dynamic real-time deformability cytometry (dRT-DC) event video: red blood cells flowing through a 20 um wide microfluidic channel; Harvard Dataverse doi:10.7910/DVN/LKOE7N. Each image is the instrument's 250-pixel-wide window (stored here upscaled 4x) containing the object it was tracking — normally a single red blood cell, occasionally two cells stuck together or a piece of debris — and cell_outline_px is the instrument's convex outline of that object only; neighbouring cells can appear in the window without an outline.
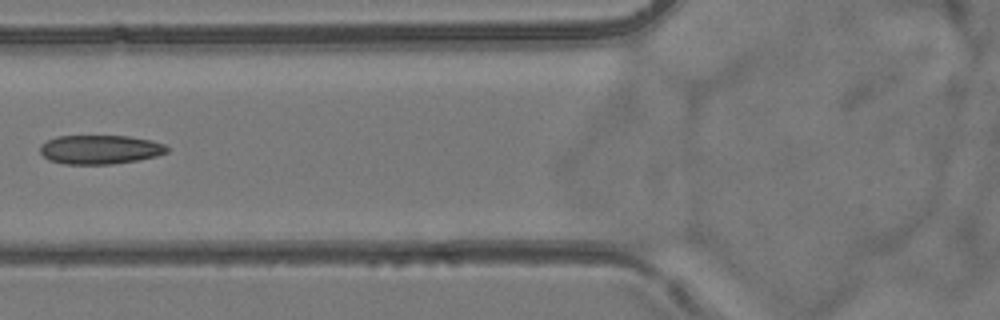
{"species": "common noctule bat (a hibernating species)", "species_latin": "Nyctalus noctula", "temperature_condition": "room temperature", "stored_images_in_passage": 8, "camera_frame_rate_fps": 3000, "um_per_image_px": 0.085, "animal": {"sex": "female", "body_mass_g": 24.6, "forearm_length_mm": 56.2}, "frame": {"image": 1, "passage_image": 7, "time_ms": 7.0, "image_size_px": [1000, 320], "cell_outline_px": [[168, 152], [156, 156], [136, 160], [112, 164], [64, 164], [48, 160], [40, 152], [40, 144], [56, 136], [128, 136], [152, 140], [164, 144], [168, 148]], "centroid_in_image_um": [8.49, 12.71], "position_along_channel_um": 117.3, "area_um2": 21.5}}
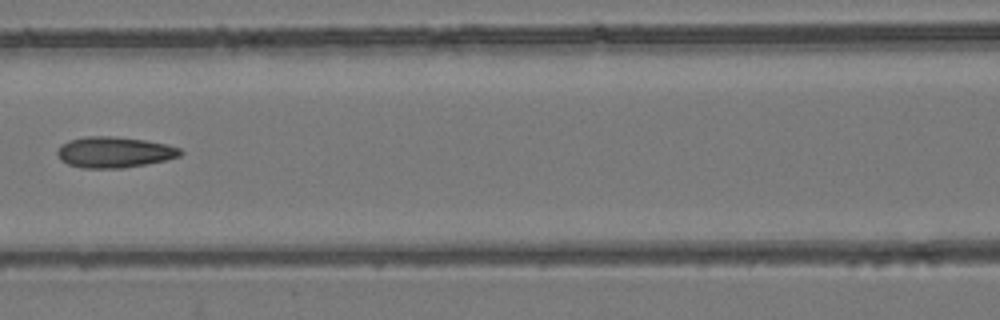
{"frame": {"image": 2, "passage_image": 8, "time_ms": 8.0, "image_size_px": [1000, 320], "cell_outline_px": [[184, 152], [180, 156], [164, 160], [124, 168], [84, 168], [68, 164], [60, 160], [56, 152], [60, 144], [68, 140], [84, 136], [112, 136], [144, 140], [168, 144], [180, 148]], "centroid_in_image_um": [9.69, 12.93], "position_along_channel_um": 156.9, "area_um2": 22.25}}